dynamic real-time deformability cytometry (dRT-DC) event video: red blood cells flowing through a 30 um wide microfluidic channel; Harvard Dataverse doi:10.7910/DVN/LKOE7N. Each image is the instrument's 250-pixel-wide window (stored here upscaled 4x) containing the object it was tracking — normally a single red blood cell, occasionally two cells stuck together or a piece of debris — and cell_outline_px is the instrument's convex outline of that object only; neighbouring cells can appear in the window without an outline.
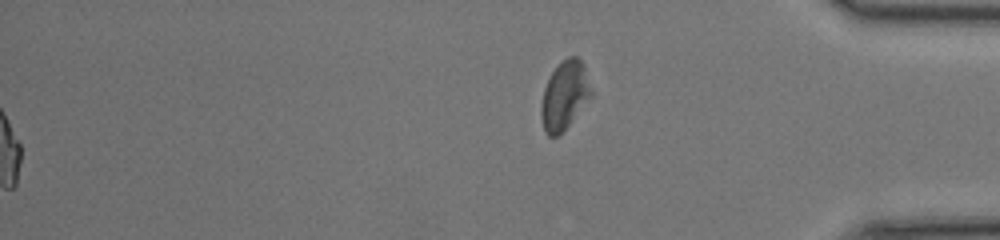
{"species": "common noctule bat (a hibernating species)", "species_latin": "Nyctalus noctula", "temperature_condition": "room temperature", "stored_images_in_passage": 44, "segment_of_instrument_passage": [2, 2], "camera_frame_rate_fps": 3000, "um_per_image_px": 0.085, "animal": {"sex": "female", "body_mass_g": 17.0, "forearm_length_mm": 48.0}, "frame": {"image": 1, "passage_image": 44, "time_ms": 14.333, "image_size_px": [1000, 240], "cell_outline_px": [[592, 96], [568, 124], [556, 136], [548, 136], [544, 132], [540, 116], [540, 108], [544, 88], [552, 72], [568, 56], [576, 56], [584, 64], [592, 92]], "centroid_in_image_um": [47.97, 8.11], "position_along_channel_um": 387.2, "area_um2": 19.59}}